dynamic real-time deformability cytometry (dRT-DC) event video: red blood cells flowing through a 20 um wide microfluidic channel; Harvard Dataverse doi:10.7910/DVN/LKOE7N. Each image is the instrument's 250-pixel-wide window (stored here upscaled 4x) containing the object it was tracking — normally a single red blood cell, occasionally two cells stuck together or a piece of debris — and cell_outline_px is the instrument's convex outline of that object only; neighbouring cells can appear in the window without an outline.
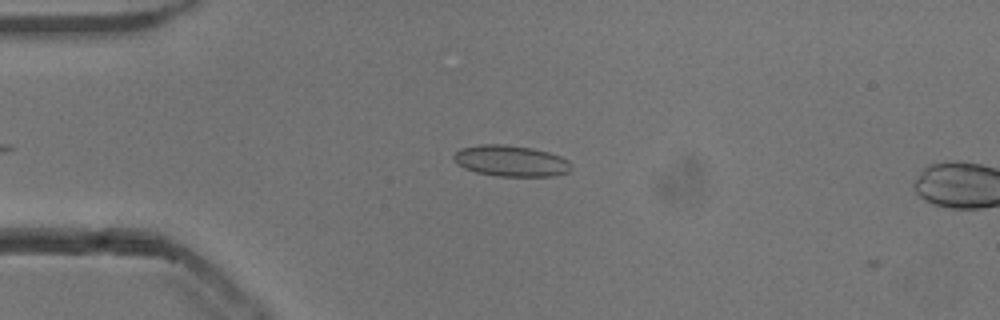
{"species": "common noctule bat (a hibernating species)", "species_latin": "Nyctalus noctula", "temperature_condition": "cold", "stored_images_in_passage": 3, "camera_frame_rate_fps": 3000, "um_per_image_px": 0.085, "animal": {"sex": "male", "body_mass_g": 13.3}, "frame": {"image": 1, "passage_image": 1, "time_ms": 0.0, "image_size_px": [1000, 320], "cell_outline_px": [[572, 168], [568, 172], [552, 176], [496, 176], [476, 172], [464, 168], [456, 164], [452, 156], [460, 148], [480, 144], [504, 144], [532, 148], [548, 152], [560, 156], [568, 160], [572, 164]], "centroid_in_image_um": [43.41, 13.67], "position_along_channel_um": 41.6, "area_um2": 21.44}}